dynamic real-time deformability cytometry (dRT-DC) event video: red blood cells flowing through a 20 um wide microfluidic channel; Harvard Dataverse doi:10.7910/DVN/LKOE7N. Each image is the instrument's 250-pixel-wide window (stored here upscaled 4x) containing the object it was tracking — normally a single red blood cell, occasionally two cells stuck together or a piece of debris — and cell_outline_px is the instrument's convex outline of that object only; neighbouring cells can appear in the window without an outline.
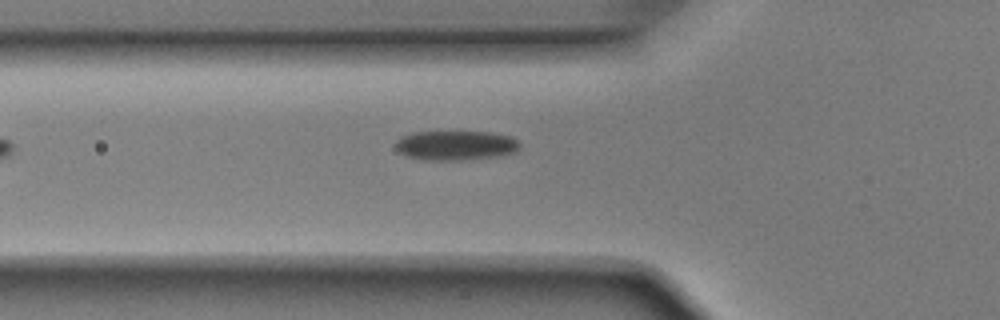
{"species": "Egyptian fruit bat (a non-hibernating species)", "species_latin": "Rousettus aegyptiacus", "temperature_condition": "room temperature", "stored_images_in_passage": 3, "camera_frame_rate_fps": 3000, "um_per_image_px": 0.085, "animal": {"sex": "male"}, "frame": {"image": 1, "passage_image": 3, "time_ms": 0.667, "image_size_px": [1000, 320], "cell_outline_px": [[520, 148], [516, 152], [500, 156], [460, 160], [424, 160], [408, 156], [400, 152], [396, 148], [396, 140], [404, 136], [416, 132], [492, 132], [512, 136], [520, 144]], "centroid_in_image_um": [38.79, 12.36], "position_along_channel_um": 87.0, "area_um2": 21.39}}